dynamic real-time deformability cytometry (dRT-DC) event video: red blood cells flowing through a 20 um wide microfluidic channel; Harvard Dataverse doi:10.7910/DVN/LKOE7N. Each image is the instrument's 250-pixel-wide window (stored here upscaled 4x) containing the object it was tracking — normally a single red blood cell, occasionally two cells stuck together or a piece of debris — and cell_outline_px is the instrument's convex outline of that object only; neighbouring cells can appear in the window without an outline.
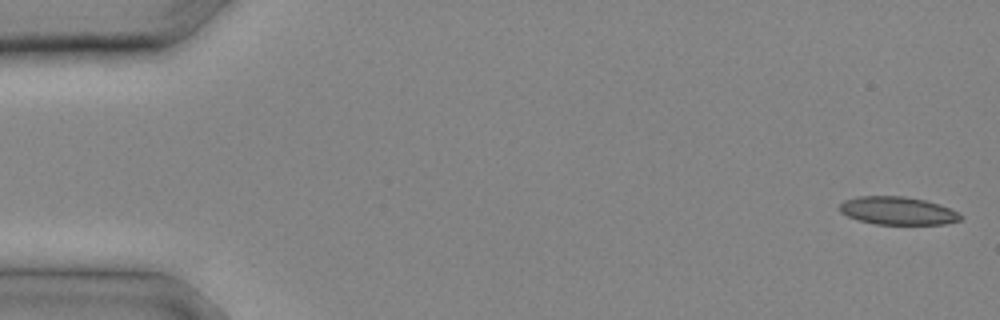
{"species": "common noctule bat (a hibernating species)", "species_latin": "Nyctalus noctula", "temperature_condition": "cold", "stored_images_in_passage": 11, "camera_frame_rate_fps": 3000, "um_per_image_px": 0.085, "animal": {"sex": "male", "body_mass_g": 20.4}, "frame": {"image": 1, "passage_image": 1, "time_ms": 0.0, "image_size_px": [1000, 320], "cell_outline_px": [[964, 216], [960, 220], [944, 224], [876, 224], [860, 220], [848, 216], [840, 212], [840, 204], [844, 200], [856, 196], [904, 196], [924, 200], [948, 208]], "centroid_in_image_um": [76.27, 17.91], "position_along_channel_um": 8.7, "area_um2": 19.48}}
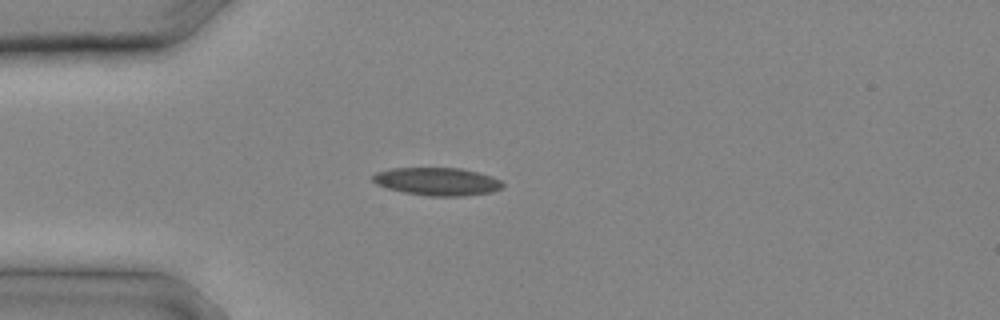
{"frame": {"image": 2, "passage_image": 7, "time_ms": 2.0, "image_size_px": [1000, 320], "cell_outline_px": [[504, 188], [492, 192], [464, 196], [428, 196], [404, 192], [388, 188], [376, 184], [372, 180], [372, 176], [376, 172], [392, 168], [460, 168], [492, 176], [500, 180], [504, 184]], "centroid_in_image_um": [37.18, 15.43], "position_along_channel_um": 47.8, "area_um2": 21.15}}